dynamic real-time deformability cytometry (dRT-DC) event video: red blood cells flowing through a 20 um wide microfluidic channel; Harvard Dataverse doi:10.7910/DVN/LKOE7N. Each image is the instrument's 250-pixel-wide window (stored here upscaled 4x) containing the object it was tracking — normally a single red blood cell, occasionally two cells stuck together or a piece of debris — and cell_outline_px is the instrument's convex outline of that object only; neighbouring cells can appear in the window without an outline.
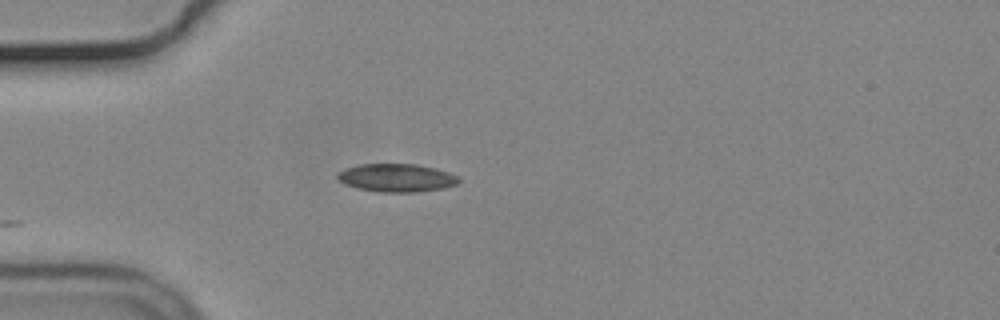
{"species": "common noctule bat (a hibernating species)", "species_latin": "Nyctalus noctula", "temperature_condition": "cold", "stored_images_in_passage": 7, "camera_frame_rate_fps": 3000, "um_per_image_px": 0.085, "animal": {"sex": "male", "body_mass_g": 19.2, "forearm_length_mm": 51.8}, "frame": {"image": 1, "passage_image": 1, "time_ms": 0.0, "image_size_px": [1000, 320], "cell_outline_px": [[460, 180], [456, 184], [444, 188], [416, 192], [380, 192], [356, 188], [344, 184], [336, 176], [336, 172], [344, 168], [360, 164], [416, 164], [448, 172], [456, 176]], "centroid_in_image_um": [33.65, 15.11], "position_along_channel_um": 51.4, "area_um2": 19.83}}
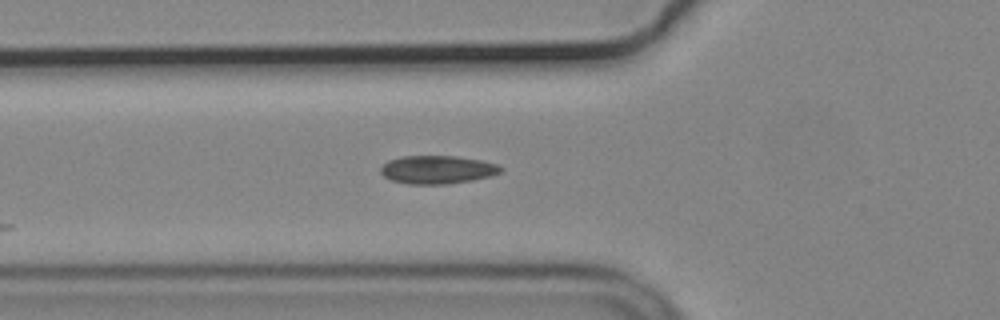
{"frame": {"image": 2, "passage_image": 5, "time_ms": 1.333, "image_size_px": [1000, 320], "cell_outline_px": [[504, 168], [500, 172], [488, 176], [472, 180], [448, 184], [408, 184], [392, 180], [384, 176], [380, 172], [380, 168], [388, 160], [400, 156], [456, 156], [480, 160], [496, 164]], "centroid_in_image_um": [37.14, 14.42], "position_along_channel_um": 88.7, "area_um2": 19.65}}